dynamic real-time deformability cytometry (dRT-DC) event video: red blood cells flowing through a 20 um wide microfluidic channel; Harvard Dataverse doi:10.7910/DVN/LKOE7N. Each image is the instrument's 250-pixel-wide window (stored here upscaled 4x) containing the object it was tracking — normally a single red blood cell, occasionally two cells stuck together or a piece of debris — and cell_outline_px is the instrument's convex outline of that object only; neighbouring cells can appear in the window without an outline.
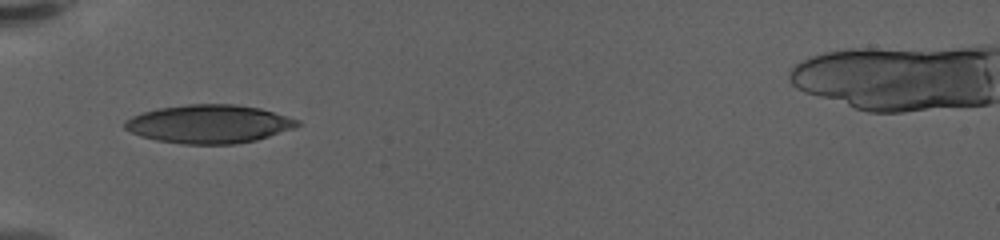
{"species": "human", "species_latin": "Homo sapiens", "temperature_condition": "warm", "stored_images_in_passage": 39, "camera_frame_rate_fps": 3000, "um_per_image_px": 0.085, "donor": {"sex": "female"}, "frame": {"image": 1, "passage_image": 1, "time_ms": 0.0, "image_size_px": [1000, 240], "cell_outline_px": [[300, 124], [292, 128], [256, 140], [236, 144], [184, 144], [156, 140], [140, 136], [124, 128], [124, 120], [132, 116], [156, 108], [188, 104], [236, 104], [260, 108], [300, 120]], "centroid_in_image_um": [17.74, 10.53], "position_along_channel_um": 67.3, "area_um2": 38.55}}
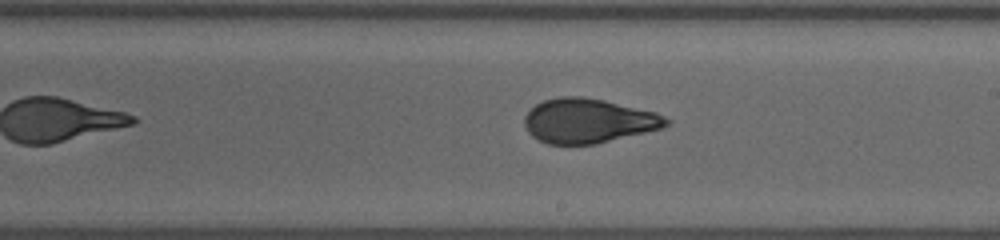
{"frame": {"image": 2, "passage_image": 16, "time_ms": 5.0, "image_size_px": [1000, 240], "cell_outline_px": [[672, 120], [668, 124], [660, 128], [596, 144], [548, 144], [532, 136], [528, 132], [524, 124], [524, 116], [536, 104], [544, 100], [560, 96], [580, 96], [604, 100], [656, 112]], "centroid_in_image_um": [49.99, 10.26], "position_along_channel_um": 239.0, "area_um2": 36.53}}
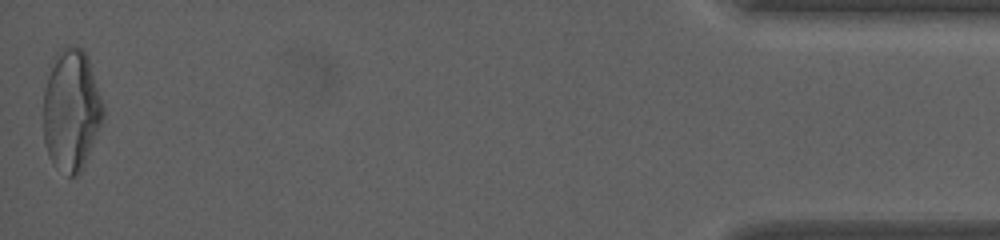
{"frame": {"image": 3, "passage_image": 39, "time_ms": 12.667, "image_size_px": [1000, 240], "cell_outline_px": [[104, 116], [84, 164], [80, 172], [76, 176], [68, 176], [52, 164], [48, 156], [44, 140], [44, 92], [52, 56], [56, 52], [68, 44], [72, 44], [84, 48], [88, 56], [104, 108]], "centroid_in_image_um": [6.04, 9.31], "position_along_channel_um": 429.2, "area_um2": 42.6}, "authors_computed_cell_mechanics": {"area_um2": 36.8186, "velocity_mm_per_s": 3.5236, "shape_relaxation_time_tau1_ms": 8.7084, "shape_relaxation_time_tau2_ms": 1.1316, "deformation_change_tau1": 0.2671, "deformation_change_tau2": 0.0697}}